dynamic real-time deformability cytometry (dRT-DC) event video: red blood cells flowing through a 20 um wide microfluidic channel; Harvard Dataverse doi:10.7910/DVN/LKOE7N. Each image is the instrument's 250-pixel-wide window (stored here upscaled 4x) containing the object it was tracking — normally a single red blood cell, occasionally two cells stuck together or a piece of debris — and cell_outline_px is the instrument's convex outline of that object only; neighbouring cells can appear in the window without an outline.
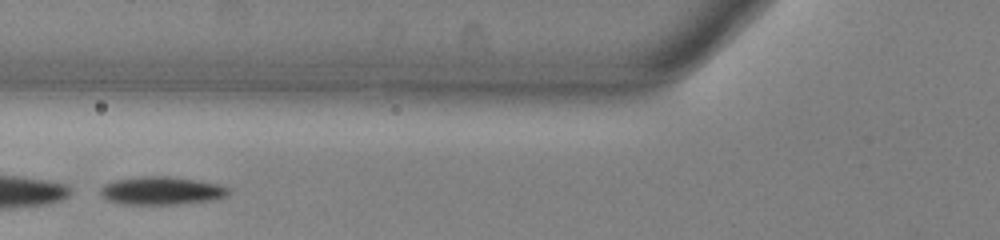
{"species": "common noctule bat (a hibernating species)", "species_latin": "Nyctalus noctula", "temperature_condition": "warm", "stored_images_in_passage": 38, "camera_frame_rate_fps": 3000, "um_per_image_px": 0.085, "animal": {"sex": "male", "body_mass_g": 13.0, "forearm_length_mm": 53.1}, "frame": {"image": 1, "passage_image": 6, "time_ms": 1.667, "image_size_px": [1000, 240], "cell_outline_px": [[228, 196], [212, 200], [176, 204], [120, 204], [108, 200], [100, 192], [100, 188], [104, 184], [112, 180], [140, 176], [172, 176], [220, 184], [228, 188]], "centroid_in_image_um": [13.71, 16.2], "position_along_channel_um": 112.1, "area_um2": 21.04}, "authors_computed_cell_mechanics": {"area_um2": 21.7906, "velocity_mm_per_s": 3.8263, "shape_relaxation_time_tau1_ms": 2.4024, "shape_relaxation_time_tau2_ms": 5.8291, "deformation_change_tau1": 0.1604, "deformation_change_tau2": 0.1553}}